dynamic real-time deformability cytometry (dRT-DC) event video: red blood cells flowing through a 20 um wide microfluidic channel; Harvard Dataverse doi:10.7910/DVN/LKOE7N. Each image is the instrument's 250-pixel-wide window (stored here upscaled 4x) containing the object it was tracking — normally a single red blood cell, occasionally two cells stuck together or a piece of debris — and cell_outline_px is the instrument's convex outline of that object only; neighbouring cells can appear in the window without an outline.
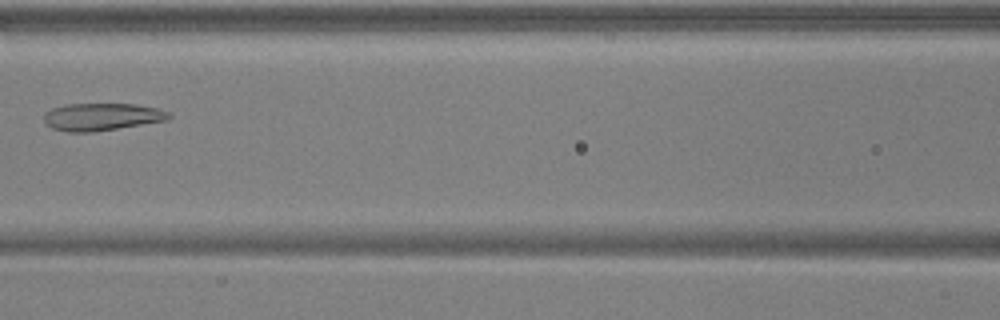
{"species": "common noctule bat (a hibernating species)", "species_latin": "Nyctalus noctula", "temperature_condition": "warm", "stored_images_in_passage": 4, "camera_frame_rate_fps": 3000, "um_per_image_px": 0.085, "animal": {"sex": "male", "body_mass_g": 17.9, "forearm_length_mm": 54.2}, "frame": {"image": 1, "passage_image": 3, "time_ms": 0.667, "image_size_px": [1000, 320], "cell_outline_px": [[172, 116], [168, 120], [92, 132], [68, 132], [52, 128], [44, 124], [44, 112], [52, 108], [68, 104], [136, 104], [156, 108], [168, 112]], "centroid_in_image_um": [8.62, 9.93], "position_along_channel_um": 158.0, "area_um2": 19.94}}
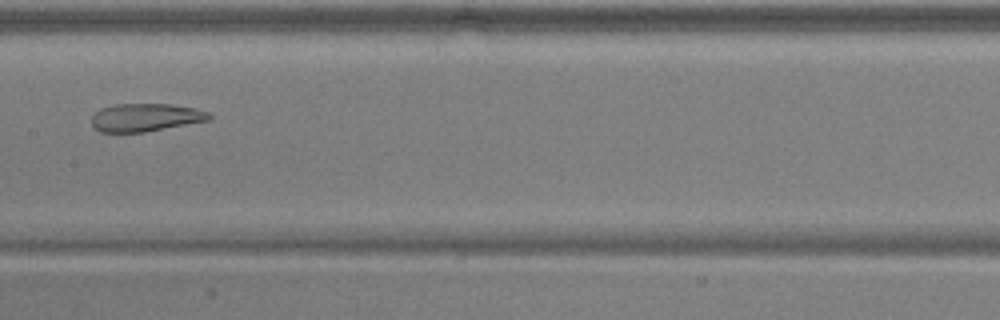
{"frame": {"image": 2, "passage_image": 4, "time_ms": 1.0, "image_size_px": [1000, 320], "cell_outline_px": [[212, 120], [144, 132], [100, 132], [92, 124], [92, 116], [100, 108], [116, 104], [172, 104], [196, 108], [208, 112], [212, 116]], "centroid_in_image_um": [12.41, 9.98], "position_along_channel_um": 195.0, "area_um2": 19.25}}